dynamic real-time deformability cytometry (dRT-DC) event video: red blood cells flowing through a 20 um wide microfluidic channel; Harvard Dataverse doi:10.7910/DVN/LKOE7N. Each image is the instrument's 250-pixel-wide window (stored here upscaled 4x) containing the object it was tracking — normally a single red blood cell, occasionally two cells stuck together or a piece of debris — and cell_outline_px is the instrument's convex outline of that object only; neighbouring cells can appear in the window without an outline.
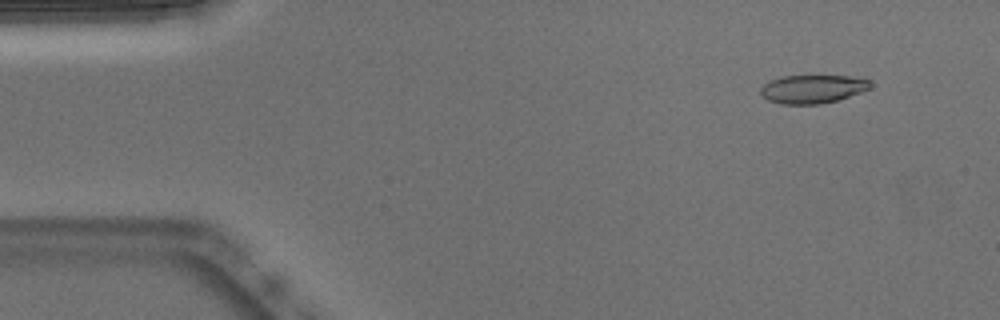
{"species": "Egyptian fruit bat (a non-hibernating species)", "species_latin": "Rousettus aegyptiacus", "temperature_condition": "warm", "stored_images_in_passage": 37, "camera_frame_rate_fps": 3000, "um_per_image_px": 0.085, "animal": {"sex": "male"}, "frame": {"image": 1, "passage_image": 5, "time_ms": 1.333, "image_size_px": [1000, 320], "cell_outline_px": [[872, 84], [868, 88], [860, 92], [836, 100], [820, 104], [780, 104], [768, 100], [760, 96], [760, 88], [768, 80], [780, 76], [848, 76], [868, 80]], "centroid_in_image_um": [68.97, 7.56], "position_along_channel_um": 16.0, "area_um2": 18.09}}
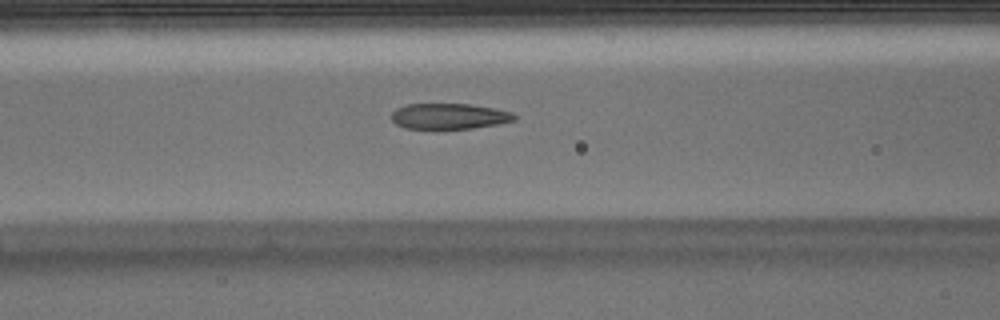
{"frame": {"image": 2, "passage_image": 21, "time_ms": 6.667, "image_size_px": [1000, 320], "cell_outline_px": [[516, 120], [500, 124], [472, 128], [404, 128], [396, 124], [392, 120], [392, 112], [396, 108], [408, 104], [472, 104], [496, 108], [512, 112], [516, 116]], "centroid_in_image_um": [38.22, 9.87], "position_along_channel_um": 128.4, "area_um2": 18.44}}
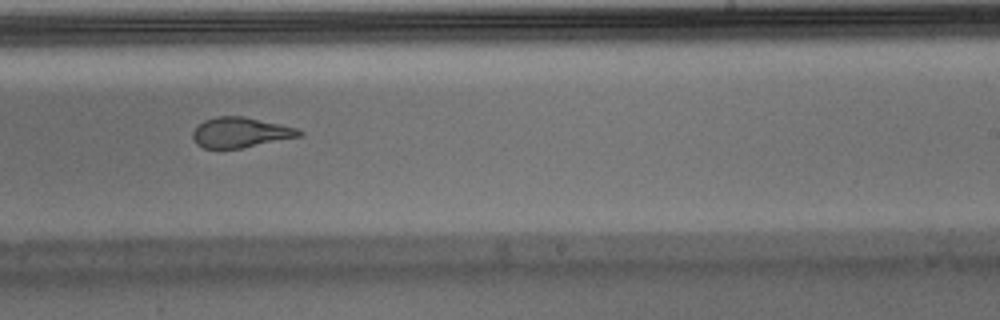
{"frame": {"image": 3, "passage_image": 32, "time_ms": 10.333, "image_size_px": [1000, 320], "cell_outline_px": [[304, 132], [300, 136], [240, 148], [204, 148], [196, 144], [192, 136], [192, 132], [204, 120], [216, 116], [244, 116], [300, 128]], "centroid_in_image_um": [20.45, 11.24], "position_along_channel_um": 268.5, "area_um2": 18.67}}